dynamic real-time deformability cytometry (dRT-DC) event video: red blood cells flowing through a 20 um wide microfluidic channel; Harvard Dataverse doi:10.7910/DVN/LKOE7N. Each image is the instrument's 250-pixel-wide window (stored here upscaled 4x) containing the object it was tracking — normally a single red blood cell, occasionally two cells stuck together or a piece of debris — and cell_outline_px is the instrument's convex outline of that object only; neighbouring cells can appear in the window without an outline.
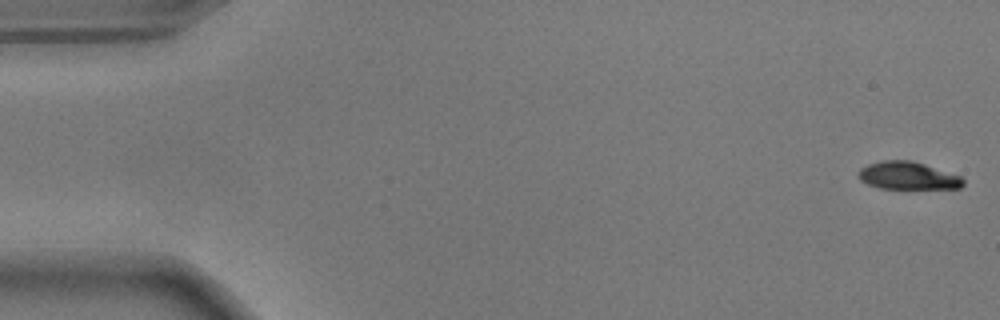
{"species": "common noctule bat (a hibernating species)", "species_latin": "Nyctalus noctula", "temperature_condition": "warm", "stored_images_in_passage": 11, "camera_frame_rate_fps": 3000, "um_per_image_px": 0.085, "animal": {"sex": "male", "body_mass_g": 17.9}, "frame": {"image": 1, "passage_image": 1, "time_ms": 0.0, "image_size_px": [1000, 320], "cell_outline_px": [[964, 184], [960, 188], [880, 188], [868, 184], [860, 180], [856, 176], [860, 168], [868, 164], [880, 160], [912, 160], [960, 176], [964, 180]], "centroid_in_image_um": [77.12, 14.92], "position_along_channel_um": 7.9, "area_um2": 16.82}}